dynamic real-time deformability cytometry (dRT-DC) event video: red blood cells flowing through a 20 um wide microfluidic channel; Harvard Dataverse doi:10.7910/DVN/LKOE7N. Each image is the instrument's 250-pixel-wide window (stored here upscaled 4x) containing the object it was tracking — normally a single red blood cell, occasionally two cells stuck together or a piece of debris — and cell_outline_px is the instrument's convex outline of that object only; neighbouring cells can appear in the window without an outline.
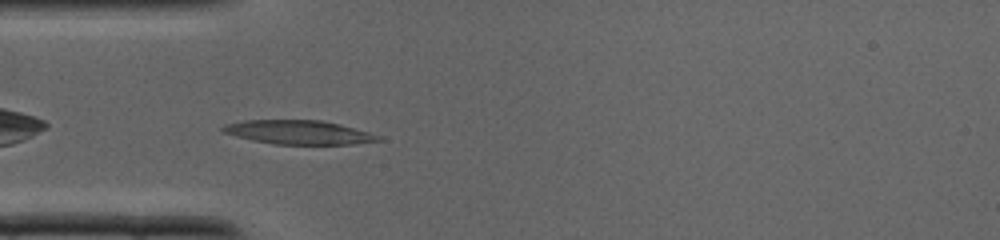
{"species": "common noctule bat (a hibernating species)", "species_latin": "Nyctalus noctula", "temperature_condition": "cold", "stored_images_in_passage": 28, "camera_frame_rate_fps": 3000, "um_per_image_px": 0.085, "animal": {"sex": "male", "body_mass_g": 19.0, "forearm_length_mm": 50.8}, "frame": {"image": 1, "passage_image": 2, "time_ms": 0.333, "image_size_px": [1000, 240], "cell_outline_px": [[384, 140], [356, 144], [272, 144], [252, 140], [236, 136], [224, 132], [220, 128], [224, 124], [244, 120], [320, 120], [340, 124], [368, 132], [380, 136]], "centroid_in_image_um": [25.38, 11.24], "position_along_channel_um": 59.6, "area_um2": 21.68}}
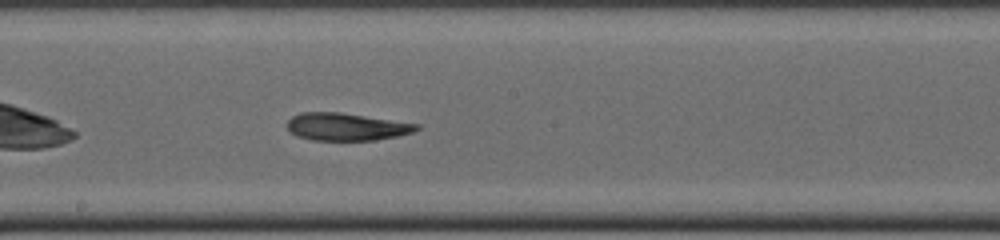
{"frame": {"image": 2, "passage_image": 11, "time_ms": 3.333, "image_size_px": [1000, 240], "cell_outline_px": [[420, 128], [412, 132], [396, 136], [376, 140], [312, 140], [296, 136], [288, 128], [288, 120], [292, 116], [300, 112], [340, 112], [420, 124]], "centroid_in_image_um": [29.44, 10.77], "position_along_channel_um": 218.8, "area_um2": 20.69}}
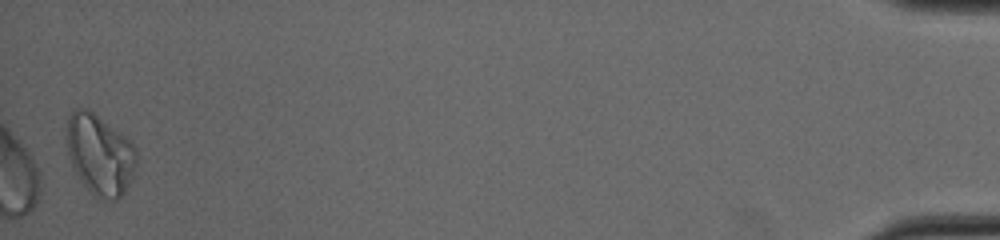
{"frame": {"image": 3, "passage_image": 28, "time_ms": 9.0, "image_size_px": [1000, 240], "cell_outline_px": [[136, 164], [132, 176], [120, 200], [100, 200], [88, 192], [80, 180], [68, 156], [68, 116], [76, 108], [88, 108], [124, 136], [136, 148]], "centroid_in_image_um": [8.49, 13.18], "position_along_channel_um": 426.7, "area_um2": 32.54}}